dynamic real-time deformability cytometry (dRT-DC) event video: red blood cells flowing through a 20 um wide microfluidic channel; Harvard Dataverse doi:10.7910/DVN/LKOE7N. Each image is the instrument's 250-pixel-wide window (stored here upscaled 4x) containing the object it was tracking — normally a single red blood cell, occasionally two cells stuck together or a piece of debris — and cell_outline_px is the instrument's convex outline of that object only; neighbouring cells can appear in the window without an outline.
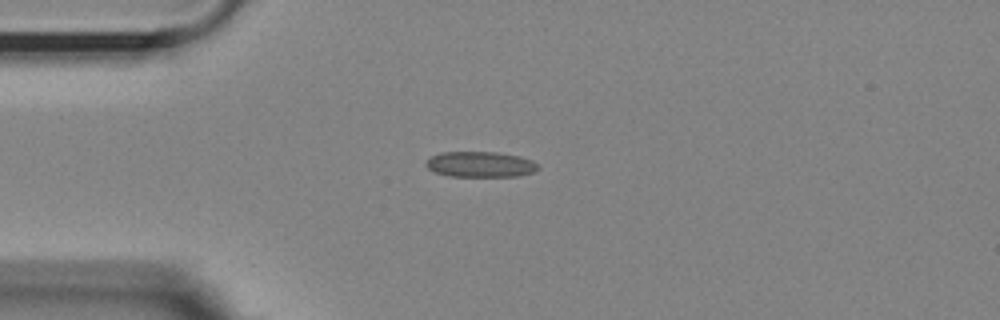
{"species": "Egyptian fruit bat (a non-hibernating species)", "species_latin": "Rousettus aegyptiacus", "temperature_condition": "room temperature", "stored_images_in_passage": 42, "camera_frame_rate_fps": 3000, "um_per_image_px": 0.085, "animal": {"sex": "female"}, "frame": {"image": 1, "passage_image": 1, "time_ms": 0.0, "image_size_px": [1000, 320], "cell_outline_px": [[540, 168], [532, 172], [516, 176], [448, 176], [432, 172], [424, 164], [424, 160], [440, 152], [496, 152], [520, 156], [532, 160]], "centroid_in_image_um": [40.76, 13.97], "position_along_channel_um": 44.2, "area_um2": 16.82}}
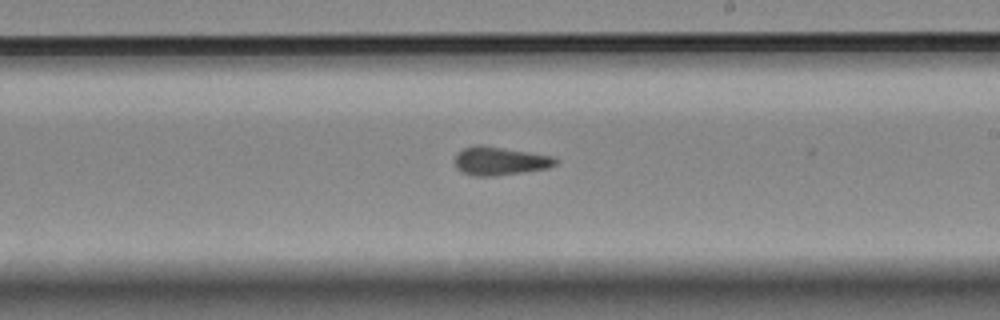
{"frame": {"image": 2, "passage_image": 19, "time_ms": 6.0, "image_size_px": [1000, 320], "cell_outline_px": [[556, 164], [548, 168], [496, 176], [476, 176], [464, 172], [456, 168], [456, 152], [472, 144], [480, 144], [552, 156], [556, 160]], "centroid_in_image_um": [42.45, 13.67], "position_along_channel_um": 246.5, "area_um2": 16.53}}
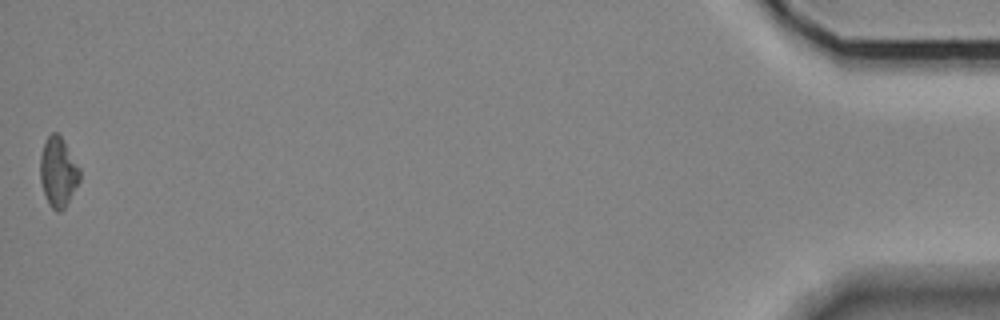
{"frame": {"image": 3, "passage_image": 42, "time_ms": 13.667, "image_size_px": [1000, 320], "cell_outline_px": [[80, 180], [64, 208], [60, 212], [56, 212], [48, 204], [40, 180], [40, 156], [44, 144], [48, 136], [52, 132], [56, 132], [60, 136], [80, 168]], "centroid_in_image_um": [4.93, 14.64], "position_along_channel_um": 430.3, "area_um2": 15.84}, "authors_computed_cell_mechanics": {"area_um2": 16.4152, "velocity_mm_per_s": 3.633, "shape_relaxation_time_tau1_ms": null, "shape_relaxation_time_tau2_ms": 2.0259, "deformation_change_tau1": null, "deformation_change_tau2": 0.0897}}